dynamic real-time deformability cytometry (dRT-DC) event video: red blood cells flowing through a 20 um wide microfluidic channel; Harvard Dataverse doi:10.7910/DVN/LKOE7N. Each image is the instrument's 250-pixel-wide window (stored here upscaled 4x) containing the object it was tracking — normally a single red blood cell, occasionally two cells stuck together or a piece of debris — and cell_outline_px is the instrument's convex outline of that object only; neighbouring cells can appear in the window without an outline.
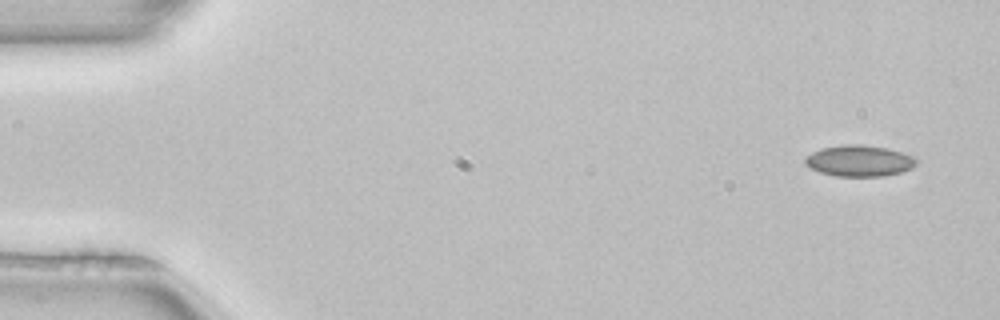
{"species": "common noctule bat (a hibernating species)", "species_latin": "Nyctalus noctula", "temperature_condition": "room temperature", "stored_images_in_passage": 4, "segment_of_instrument_passage": [1, 2], "camera_frame_rate_fps": 3000, "um_per_image_px": 0.085, "animal": {"sex": "female", "body_mass_g": 22.7, "forearm_length_mm": 54.2}, "frame": {"image": 1, "passage_image": 1, "time_ms": 0.0, "image_size_px": [1000, 320], "cell_outline_px": [[920, 160], [912, 168], [900, 172], [884, 176], [836, 176], [820, 172], [812, 168], [804, 160], [812, 152], [820, 148], [844, 144], [860, 144], [888, 148], [904, 152], [916, 156]], "centroid_in_image_um": [73.12, 13.65], "position_along_channel_um": 11.9, "area_um2": 20.35}}
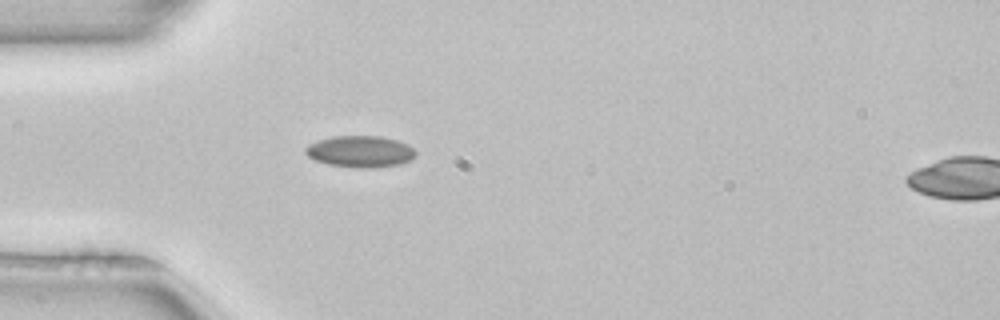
{"frame": {"image": 2, "passage_image": 3, "time_ms": 0.667, "image_size_px": [1000, 320], "cell_outline_px": [[416, 156], [400, 164], [368, 168], [356, 168], [328, 164], [316, 160], [308, 156], [304, 152], [304, 148], [308, 144], [316, 140], [332, 136], [380, 136], [396, 140], [408, 144], [416, 152]], "centroid_in_image_um": [30.58, 12.87], "position_along_channel_um": 54.4, "area_um2": 20.29}}